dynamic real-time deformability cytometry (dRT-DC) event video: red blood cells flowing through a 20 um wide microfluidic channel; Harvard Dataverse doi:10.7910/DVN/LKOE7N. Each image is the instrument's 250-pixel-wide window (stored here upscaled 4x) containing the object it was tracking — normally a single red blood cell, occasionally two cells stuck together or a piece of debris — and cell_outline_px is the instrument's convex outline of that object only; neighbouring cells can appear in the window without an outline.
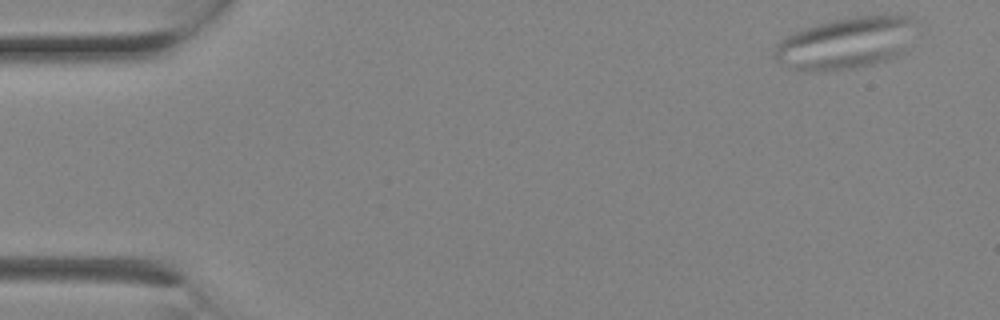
{"species": "Egyptian fruit bat (a non-hibernating species)", "species_latin": "Rousettus aegyptiacus", "temperature_condition": "room temperature", "stored_images_in_passage": 2, "camera_frame_rate_fps": 3000, "um_per_image_px": 0.085, "animal": {"sex": "female"}, "frame": {"image": 1, "passage_image": 1, "time_ms": 0.0, "image_size_px": [1000, 320], "cell_outline_px": [[916, 20], [908, 52], [888, 60], [872, 64], [832, 72], [796, 72], [788, 68], [776, 60], [776, 44], [788, 36], [804, 28], [816, 24], [832, 20], [856, 16], [912, 16]], "centroid_in_image_um": [71.93, 3.7], "position_along_channel_um": 13.1, "area_um2": 43.23}}